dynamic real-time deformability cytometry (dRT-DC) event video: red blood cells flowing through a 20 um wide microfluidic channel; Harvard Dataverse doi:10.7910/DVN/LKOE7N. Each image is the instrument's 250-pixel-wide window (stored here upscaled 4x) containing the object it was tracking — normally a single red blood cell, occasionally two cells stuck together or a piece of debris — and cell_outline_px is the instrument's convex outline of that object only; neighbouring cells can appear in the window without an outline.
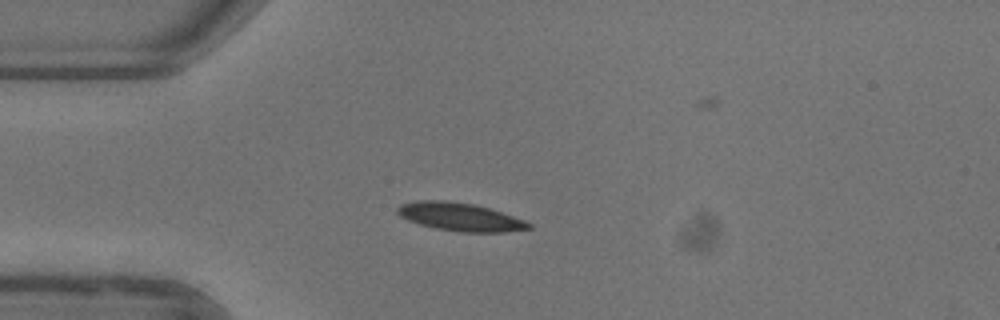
{"species": "common noctule bat (a hibernating species)", "species_latin": "Nyctalus noctula", "temperature_condition": "warm", "stored_images_in_passage": 41, "camera_frame_rate_fps": 3000, "um_per_image_px": 0.085, "animal": {"sex": "female"}, "frame": {"image": 1, "passage_image": 1, "time_ms": 0.0, "image_size_px": [1000, 320], "cell_outline_px": [[532, 228], [504, 232], [460, 232], [436, 228], [420, 224], [408, 220], [400, 216], [396, 212], [396, 208], [400, 204], [416, 200], [444, 200], [472, 204], [488, 208], [524, 220], [532, 224]], "centroid_in_image_um": [39.06, 18.43], "position_along_channel_um": 45.9, "area_um2": 21.39}}
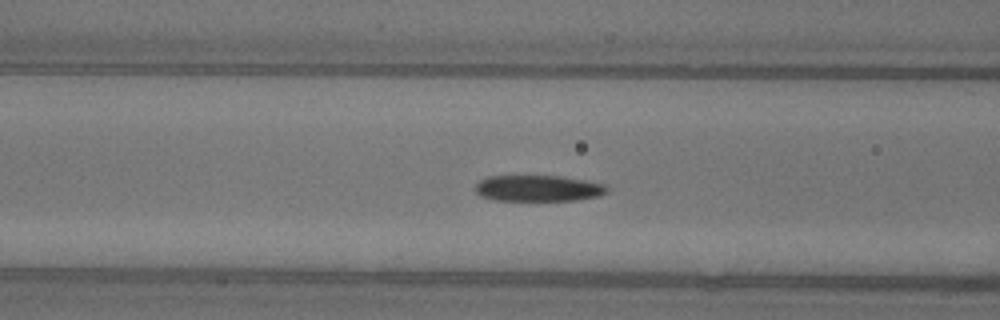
{"frame": {"image": 2, "passage_image": 8, "time_ms": 2.333, "image_size_px": [1000, 320], "cell_outline_px": [[608, 192], [600, 196], [576, 200], [492, 200], [480, 196], [476, 192], [476, 184], [480, 180], [488, 176], [560, 176], [584, 180], [604, 184], [608, 188]], "centroid_in_image_um": [45.75, 16.01], "position_along_channel_um": 120.9, "area_um2": 20.06}}
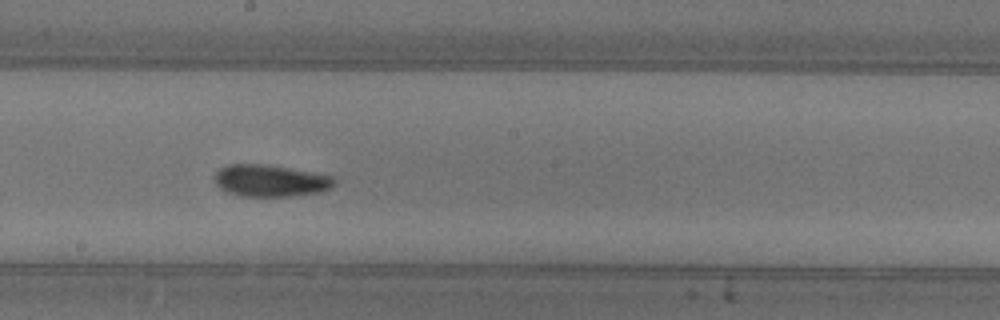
{"frame": {"image": 3, "passage_image": 16, "time_ms": 5.0, "image_size_px": [1000, 320], "cell_outline_px": [[336, 184], [332, 188], [320, 192], [288, 196], [240, 196], [228, 192], [220, 188], [216, 184], [212, 176], [220, 168], [228, 164], [264, 164], [316, 172], [332, 176], [336, 180]], "centroid_in_image_um": [22.99, 15.35], "position_along_channel_um": 225.2, "area_um2": 22.48}, "authors_computed_cell_mechanics": {"area_um2": 21.1548, "velocity_mm_per_s": 3.9116, "shape_relaxation_time_tau1_ms": 4.8611, "shape_relaxation_time_tau2_ms": 4.058, "deformation_change_tau1": 0.1721, "deformation_change_tau2": 0.0852}}